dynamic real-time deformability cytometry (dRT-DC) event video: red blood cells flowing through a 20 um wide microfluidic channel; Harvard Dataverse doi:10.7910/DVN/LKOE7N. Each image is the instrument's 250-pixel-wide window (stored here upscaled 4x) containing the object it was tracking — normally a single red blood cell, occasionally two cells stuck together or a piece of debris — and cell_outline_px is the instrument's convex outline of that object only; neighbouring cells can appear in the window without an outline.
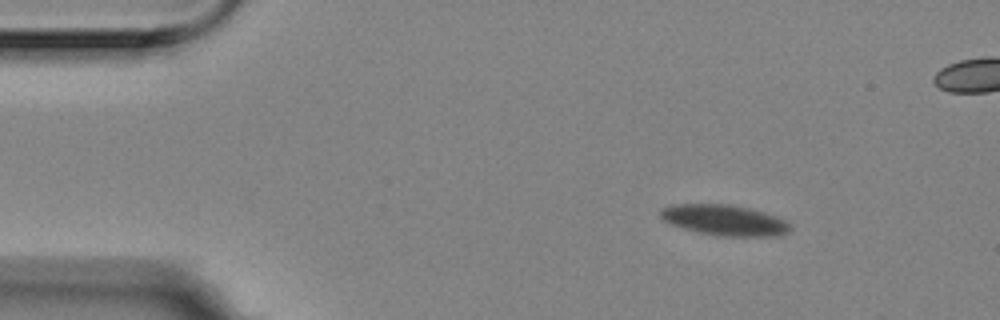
{"species": "Egyptian fruit bat (a non-hibernating species)", "species_latin": "Rousettus aegyptiacus", "temperature_condition": "room temperature", "stored_images_in_passage": 14, "camera_frame_rate_fps": 3000, "um_per_image_px": 0.085, "animal": {"sex": "female"}, "frame": {"image": 1, "passage_image": 1, "time_ms": 0.0, "image_size_px": [1000, 320], "cell_outline_px": [[792, 228], [788, 232], [776, 236], [724, 236], [700, 232], [668, 224], [660, 216], [660, 208], [668, 204], [728, 204], [748, 208], [764, 212], [776, 216], [792, 224]], "centroid_in_image_um": [61.56, 18.7], "position_along_channel_um": 23.4, "area_um2": 23.24}}
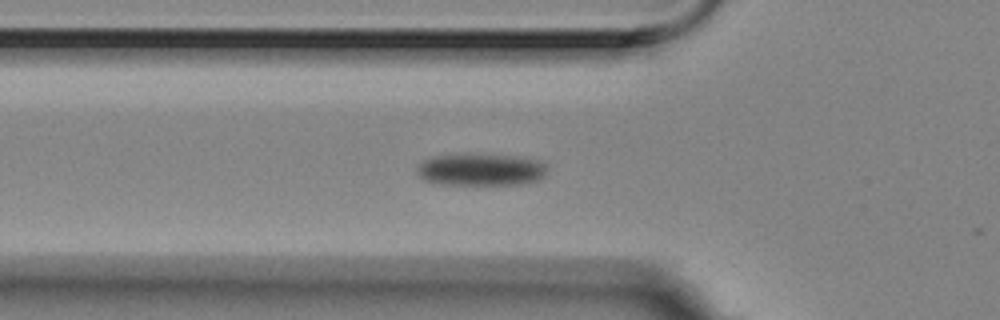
{"frame": {"image": 2, "passage_image": 13, "time_ms": 4.0, "image_size_px": [1000, 320], "cell_outline_px": [[544, 176], [536, 180], [520, 184], [440, 184], [424, 180], [416, 172], [416, 168], [424, 160], [432, 156], [468, 152], [516, 156], [536, 160], [544, 164]], "centroid_in_image_um": [40.79, 14.38], "position_along_channel_um": 85.0, "area_um2": 24.62}}